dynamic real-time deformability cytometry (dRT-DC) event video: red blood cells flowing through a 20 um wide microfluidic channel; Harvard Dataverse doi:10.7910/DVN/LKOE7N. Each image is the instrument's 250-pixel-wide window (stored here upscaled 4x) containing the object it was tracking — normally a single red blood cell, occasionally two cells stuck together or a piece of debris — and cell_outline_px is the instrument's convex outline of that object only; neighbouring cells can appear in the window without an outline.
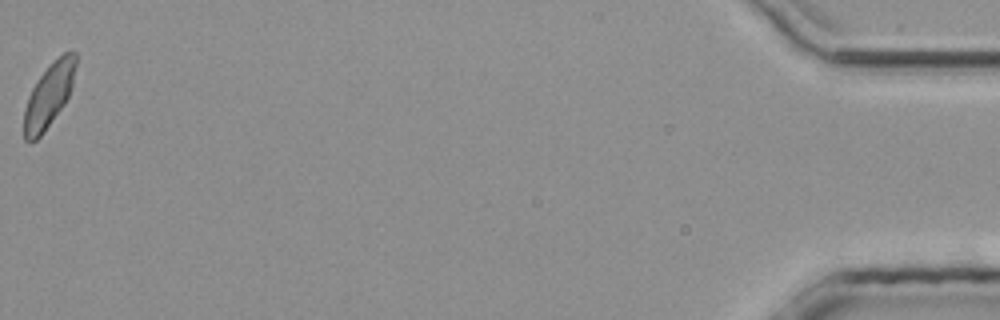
{"species": "common noctule bat (a hibernating species)", "species_latin": "Nyctalus noctula", "temperature_condition": "room temperature", "stored_images_in_passage": 27, "camera_frame_rate_fps": 3000, "um_per_image_px": 0.085, "animal": {"sex": "male", "body_mass_g": 20.4}, "frame": {"image": 1, "passage_image": 27, "time_ms": 8.667, "image_size_px": [1000, 320], "cell_outline_px": [[76, 64], [72, 88], [64, 104], [44, 132], [36, 140], [24, 140], [24, 108], [28, 96], [36, 80], [52, 60], [64, 52], [76, 52]], "centroid_in_image_um": [4.15, 8.07], "position_along_channel_um": 431.0, "area_um2": 19.31}}